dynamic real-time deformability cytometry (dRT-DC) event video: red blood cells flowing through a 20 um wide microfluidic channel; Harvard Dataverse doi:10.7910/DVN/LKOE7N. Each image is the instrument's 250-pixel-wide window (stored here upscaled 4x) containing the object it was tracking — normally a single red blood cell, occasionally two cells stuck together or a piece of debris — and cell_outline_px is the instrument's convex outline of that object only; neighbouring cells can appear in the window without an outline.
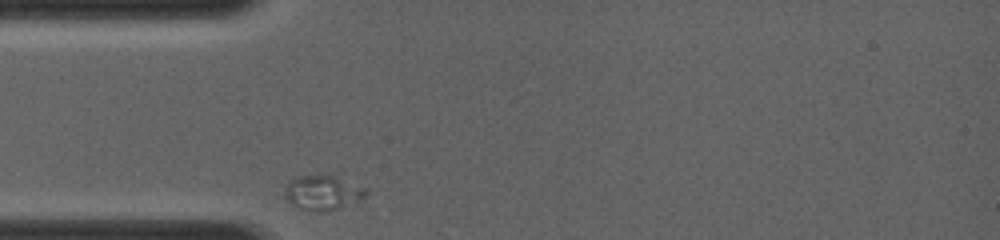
{"species": "common noctule bat (a hibernating species)", "species_latin": "Nyctalus noctula", "temperature_condition": "room temperature", "stored_images_in_passage": 36, "camera_frame_rate_fps": 4000, "um_per_image_px": 0.085, "animal": {"sex": "female", "body_mass_g": 19.0, "forearm_length_mm": 56.7}, "frame": {"image": 1, "passage_image": 1, "time_ms": 0.0, "image_size_px": [1000, 240], "cell_outline_px": [[368, 192], [360, 200], [340, 208], [320, 212], [316, 212], [300, 208], [292, 204], [284, 196], [284, 188], [288, 180], [296, 176], [320, 172], [328, 172], [368, 188]], "centroid_in_image_um": [27.42, 16.3], "position_along_channel_um": 57.6, "area_um2": 17.28}}
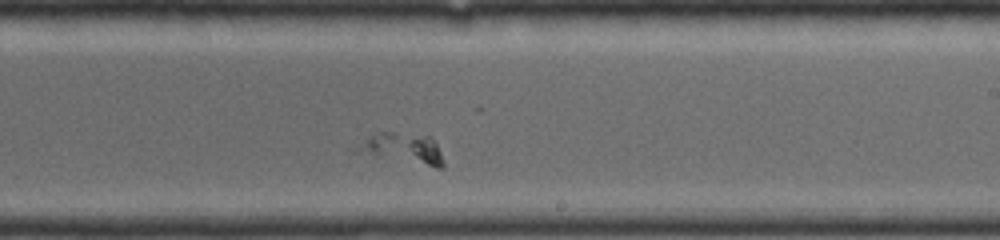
{"frame": {"image": 2, "passage_image": 20, "time_ms": 4.75, "image_size_px": [1000, 240], "cell_outline_px": [[444, 168], [436, 168], [356, 152], [356, 148], [372, 136], [384, 132], [392, 132], [432, 136], [440, 152], [444, 164]], "centroid_in_image_um": [34.34, 12.63], "position_along_channel_um": 254.7, "area_um2": 14.91}}
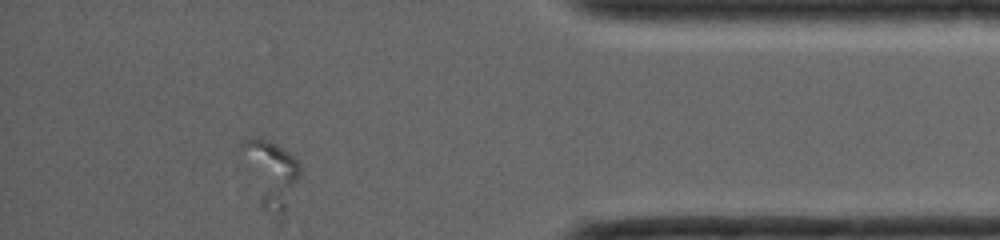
{"frame": {"image": 3, "passage_image": 36, "time_ms": 8.75, "image_size_px": [1000, 240], "cell_outline_px": [[300, 176], [280, 224], [260, 204], [240, 148], [240, 144], [244, 136], [256, 136], [276, 144], [284, 148], [300, 160]], "centroid_in_image_um": [23.05, 14.75], "position_along_channel_um": 412.2, "area_um2": 22.95}}